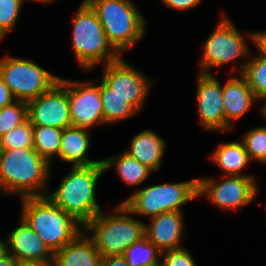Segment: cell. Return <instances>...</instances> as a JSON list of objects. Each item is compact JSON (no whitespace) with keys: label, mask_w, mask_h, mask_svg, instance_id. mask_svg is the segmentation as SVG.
<instances>
[{"label":"cell","mask_w":266,"mask_h":266,"mask_svg":"<svg viewBox=\"0 0 266 266\" xmlns=\"http://www.w3.org/2000/svg\"><path fill=\"white\" fill-rule=\"evenodd\" d=\"M1 153H2V146H1V143H0V157H1Z\"/></svg>","instance_id":"cell-41"},{"label":"cell","mask_w":266,"mask_h":266,"mask_svg":"<svg viewBox=\"0 0 266 266\" xmlns=\"http://www.w3.org/2000/svg\"><path fill=\"white\" fill-rule=\"evenodd\" d=\"M209 159L225 176H253L242 173L251 160L241 140L220 143Z\"/></svg>","instance_id":"cell-21"},{"label":"cell","mask_w":266,"mask_h":266,"mask_svg":"<svg viewBox=\"0 0 266 266\" xmlns=\"http://www.w3.org/2000/svg\"><path fill=\"white\" fill-rule=\"evenodd\" d=\"M257 101L251 87L240 74L229 77L223 84L225 121L230 127L233 120L243 117Z\"/></svg>","instance_id":"cell-17"},{"label":"cell","mask_w":266,"mask_h":266,"mask_svg":"<svg viewBox=\"0 0 266 266\" xmlns=\"http://www.w3.org/2000/svg\"><path fill=\"white\" fill-rule=\"evenodd\" d=\"M21 218L54 255L71 242L83 226L47 196L23 197Z\"/></svg>","instance_id":"cell-3"},{"label":"cell","mask_w":266,"mask_h":266,"mask_svg":"<svg viewBox=\"0 0 266 266\" xmlns=\"http://www.w3.org/2000/svg\"><path fill=\"white\" fill-rule=\"evenodd\" d=\"M8 255L7 241H2L0 238V260Z\"/></svg>","instance_id":"cell-38"},{"label":"cell","mask_w":266,"mask_h":266,"mask_svg":"<svg viewBox=\"0 0 266 266\" xmlns=\"http://www.w3.org/2000/svg\"><path fill=\"white\" fill-rule=\"evenodd\" d=\"M85 1L96 13L108 43L119 55L144 37L145 19L132 0Z\"/></svg>","instance_id":"cell-4"},{"label":"cell","mask_w":266,"mask_h":266,"mask_svg":"<svg viewBox=\"0 0 266 266\" xmlns=\"http://www.w3.org/2000/svg\"><path fill=\"white\" fill-rule=\"evenodd\" d=\"M196 98L201 126L208 131H230L225 121L223 85L211 74L198 73Z\"/></svg>","instance_id":"cell-14"},{"label":"cell","mask_w":266,"mask_h":266,"mask_svg":"<svg viewBox=\"0 0 266 266\" xmlns=\"http://www.w3.org/2000/svg\"><path fill=\"white\" fill-rule=\"evenodd\" d=\"M27 119V102L15 100L4 106L0 109V136Z\"/></svg>","instance_id":"cell-29"},{"label":"cell","mask_w":266,"mask_h":266,"mask_svg":"<svg viewBox=\"0 0 266 266\" xmlns=\"http://www.w3.org/2000/svg\"><path fill=\"white\" fill-rule=\"evenodd\" d=\"M246 37L225 13L220 17L214 31L208 36L203 47L198 73L211 74L210 69L219 68L238 59L251 56Z\"/></svg>","instance_id":"cell-9"},{"label":"cell","mask_w":266,"mask_h":266,"mask_svg":"<svg viewBox=\"0 0 266 266\" xmlns=\"http://www.w3.org/2000/svg\"><path fill=\"white\" fill-rule=\"evenodd\" d=\"M222 180L198 178V196L204 195L221 210L237 211L253 202L259 193L254 176H226Z\"/></svg>","instance_id":"cell-10"},{"label":"cell","mask_w":266,"mask_h":266,"mask_svg":"<svg viewBox=\"0 0 266 266\" xmlns=\"http://www.w3.org/2000/svg\"><path fill=\"white\" fill-rule=\"evenodd\" d=\"M123 256L129 266L161 265V252L146 237L131 245Z\"/></svg>","instance_id":"cell-26"},{"label":"cell","mask_w":266,"mask_h":266,"mask_svg":"<svg viewBox=\"0 0 266 266\" xmlns=\"http://www.w3.org/2000/svg\"><path fill=\"white\" fill-rule=\"evenodd\" d=\"M104 172L103 162L72 166L57 189L46 196L84 227L102 211L95 190Z\"/></svg>","instance_id":"cell-2"},{"label":"cell","mask_w":266,"mask_h":266,"mask_svg":"<svg viewBox=\"0 0 266 266\" xmlns=\"http://www.w3.org/2000/svg\"><path fill=\"white\" fill-rule=\"evenodd\" d=\"M101 79L120 97L129 102L138 112L143 109L151 86L148 76L120 56L116 61L103 65Z\"/></svg>","instance_id":"cell-11"},{"label":"cell","mask_w":266,"mask_h":266,"mask_svg":"<svg viewBox=\"0 0 266 266\" xmlns=\"http://www.w3.org/2000/svg\"><path fill=\"white\" fill-rule=\"evenodd\" d=\"M260 111H261L263 117H264L265 120H266V101H265V103H263V105L261 106Z\"/></svg>","instance_id":"cell-39"},{"label":"cell","mask_w":266,"mask_h":266,"mask_svg":"<svg viewBox=\"0 0 266 266\" xmlns=\"http://www.w3.org/2000/svg\"><path fill=\"white\" fill-rule=\"evenodd\" d=\"M99 81L103 118L106 125L116 124L139 114L129 102L114 93L101 78Z\"/></svg>","instance_id":"cell-23"},{"label":"cell","mask_w":266,"mask_h":266,"mask_svg":"<svg viewBox=\"0 0 266 266\" xmlns=\"http://www.w3.org/2000/svg\"><path fill=\"white\" fill-rule=\"evenodd\" d=\"M258 54L254 58L240 63L239 67L234 66L232 71L239 72L251 87L258 101H266V58L259 52Z\"/></svg>","instance_id":"cell-24"},{"label":"cell","mask_w":266,"mask_h":266,"mask_svg":"<svg viewBox=\"0 0 266 266\" xmlns=\"http://www.w3.org/2000/svg\"><path fill=\"white\" fill-rule=\"evenodd\" d=\"M26 1V0H25ZM29 1V0H28ZM33 2H42V3H52L54 2L55 0H31ZM57 1V0H56Z\"/></svg>","instance_id":"cell-40"},{"label":"cell","mask_w":266,"mask_h":266,"mask_svg":"<svg viewBox=\"0 0 266 266\" xmlns=\"http://www.w3.org/2000/svg\"><path fill=\"white\" fill-rule=\"evenodd\" d=\"M169 9L189 11L198 6L202 0H160Z\"/></svg>","instance_id":"cell-32"},{"label":"cell","mask_w":266,"mask_h":266,"mask_svg":"<svg viewBox=\"0 0 266 266\" xmlns=\"http://www.w3.org/2000/svg\"><path fill=\"white\" fill-rule=\"evenodd\" d=\"M88 129L70 126L63 129L61 137V148L59 156L66 163L72 166H88L101 163V160H91L88 157V150L91 147V139Z\"/></svg>","instance_id":"cell-19"},{"label":"cell","mask_w":266,"mask_h":266,"mask_svg":"<svg viewBox=\"0 0 266 266\" xmlns=\"http://www.w3.org/2000/svg\"><path fill=\"white\" fill-rule=\"evenodd\" d=\"M161 256V266H197L191 252L185 247L163 251Z\"/></svg>","instance_id":"cell-31"},{"label":"cell","mask_w":266,"mask_h":266,"mask_svg":"<svg viewBox=\"0 0 266 266\" xmlns=\"http://www.w3.org/2000/svg\"><path fill=\"white\" fill-rule=\"evenodd\" d=\"M165 148L163 138L152 129H147L134 135L129 149L124 152L155 172L161 168Z\"/></svg>","instance_id":"cell-20"},{"label":"cell","mask_w":266,"mask_h":266,"mask_svg":"<svg viewBox=\"0 0 266 266\" xmlns=\"http://www.w3.org/2000/svg\"><path fill=\"white\" fill-rule=\"evenodd\" d=\"M0 77L14 99L24 102L44 94L60 78L29 59L7 55L0 60Z\"/></svg>","instance_id":"cell-8"},{"label":"cell","mask_w":266,"mask_h":266,"mask_svg":"<svg viewBox=\"0 0 266 266\" xmlns=\"http://www.w3.org/2000/svg\"><path fill=\"white\" fill-rule=\"evenodd\" d=\"M248 41H252L255 48L266 58V32H246Z\"/></svg>","instance_id":"cell-33"},{"label":"cell","mask_w":266,"mask_h":266,"mask_svg":"<svg viewBox=\"0 0 266 266\" xmlns=\"http://www.w3.org/2000/svg\"><path fill=\"white\" fill-rule=\"evenodd\" d=\"M27 118L33 126L65 129L72 126L67 79L62 77L48 91L27 102Z\"/></svg>","instance_id":"cell-12"},{"label":"cell","mask_w":266,"mask_h":266,"mask_svg":"<svg viewBox=\"0 0 266 266\" xmlns=\"http://www.w3.org/2000/svg\"><path fill=\"white\" fill-rule=\"evenodd\" d=\"M198 197V178H195L138 189L121 203L131 215L152 218L163 212L183 211L182 205Z\"/></svg>","instance_id":"cell-7"},{"label":"cell","mask_w":266,"mask_h":266,"mask_svg":"<svg viewBox=\"0 0 266 266\" xmlns=\"http://www.w3.org/2000/svg\"><path fill=\"white\" fill-rule=\"evenodd\" d=\"M145 223V237L160 252L183 247L184 217L182 211L163 212Z\"/></svg>","instance_id":"cell-15"},{"label":"cell","mask_w":266,"mask_h":266,"mask_svg":"<svg viewBox=\"0 0 266 266\" xmlns=\"http://www.w3.org/2000/svg\"><path fill=\"white\" fill-rule=\"evenodd\" d=\"M104 170L116 167L120 179L125 184L136 186L143 183L153 171L142 165L137 159L129 156L126 152L119 153L117 156H110L102 160Z\"/></svg>","instance_id":"cell-22"},{"label":"cell","mask_w":266,"mask_h":266,"mask_svg":"<svg viewBox=\"0 0 266 266\" xmlns=\"http://www.w3.org/2000/svg\"><path fill=\"white\" fill-rule=\"evenodd\" d=\"M104 212L102 210L83 227L101 257L123 255L131 245L145 237V223L133 218L122 203L114 208L113 213Z\"/></svg>","instance_id":"cell-5"},{"label":"cell","mask_w":266,"mask_h":266,"mask_svg":"<svg viewBox=\"0 0 266 266\" xmlns=\"http://www.w3.org/2000/svg\"><path fill=\"white\" fill-rule=\"evenodd\" d=\"M14 101L15 99L11 94L10 89L5 84L4 80L0 77V109L6 105L11 104Z\"/></svg>","instance_id":"cell-35"},{"label":"cell","mask_w":266,"mask_h":266,"mask_svg":"<svg viewBox=\"0 0 266 266\" xmlns=\"http://www.w3.org/2000/svg\"><path fill=\"white\" fill-rule=\"evenodd\" d=\"M50 166L34 148L2 150L0 193L16 194L20 198L46 196Z\"/></svg>","instance_id":"cell-1"},{"label":"cell","mask_w":266,"mask_h":266,"mask_svg":"<svg viewBox=\"0 0 266 266\" xmlns=\"http://www.w3.org/2000/svg\"><path fill=\"white\" fill-rule=\"evenodd\" d=\"M72 21V48L80 68L88 71L120 57L108 43L96 13L85 0L81 1Z\"/></svg>","instance_id":"cell-6"},{"label":"cell","mask_w":266,"mask_h":266,"mask_svg":"<svg viewBox=\"0 0 266 266\" xmlns=\"http://www.w3.org/2000/svg\"><path fill=\"white\" fill-rule=\"evenodd\" d=\"M18 266H55L54 260L22 261Z\"/></svg>","instance_id":"cell-36"},{"label":"cell","mask_w":266,"mask_h":266,"mask_svg":"<svg viewBox=\"0 0 266 266\" xmlns=\"http://www.w3.org/2000/svg\"><path fill=\"white\" fill-rule=\"evenodd\" d=\"M63 129L33 126V148L50 164L54 156H59Z\"/></svg>","instance_id":"cell-25"},{"label":"cell","mask_w":266,"mask_h":266,"mask_svg":"<svg viewBox=\"0 0 266 266\" xmlns=\"http://www.w3.org/2000/svg\"><path fill=\"white\" fill-rule=\"evenodd\" d=\"M99 266H129L123 255H108L101 257Z\"/></svg>","instance_id":"cell-34"},{"label":"cell","mask_w":266,"mask_h":266,"mask_svg":"<svg viewBox=\"0 0 266 266\" xmlns=\"http://www.w3.org/2000/svg\"><path fill=\"white\" fill-rule=\"evenodd\" d=\"M250 160L266 163V126L254 127L241 138Z\"/></svg>","instance_id":"cell-28"},{"label":"cell","mask_w":266,"mask_h":266,"mask_svg":"<svg viewBox=\"0 0 266 266\" xmlns=\"http://www.w3.org/2000/svg\"><path fill=\"white\" fill-rule=\"evenodd\" d=\"M2 150L33 148V125L27 119L0 136Z\"/></svg>","instance_id":"cell-27"},{"label":"cell","mask_w":266,"mask_h":266,"mask_svg":"<svg viewBox=\"0 0 266 266\" xmlns=\"http://www.w3.org/2000/svg\"><path fill=\"white\" fill-rule=\"evenodd\" d=\"M99 84H96V83ZM67 79L69 113L72 126L91 129L106 125L103 118L100 82Z\"/></svg>","instance_id":"cell-13"},{"label":"cell","mask_w":266,"mask_h":266,"mask_svg":"<svg viewBox=\"0 0 266 266\" xmlns=\"http://www.w3.org/2000/svg\"><path fill=\"white\" fill-rule=\"evenodd\" d=\"M25 0H0V40L14 29L19 21Z\"/></svg>","instance_id":"cell-30"},{"label":"cell","mask_w":266,"mask_h":266,"mask_svg":"<svg viewBox=\"0 0 266 266\" xmlns=\"http://www.w3.org/2000/svg\"><path fill=\"white\" fill-rule=\"evenodd\" d=\"M19 262L10 254L0 260V266H18Z\"/></svg>","instance_id":"cell-37"},{"label":"cell","mask_w":266,"mask_h":266,"mask_svg":"<svg viewBox=\"0 0 266 266\" xmlns=\"http://www.w3.org/2000/svg\"><path fill=\"white\" fill-rule=\"evenodd\" d=\"M55 266H99L101 254L83 229L53 256Z\"/></svg>","instance_id":"cell-18"},{"label":"cell","mask_w":266,"mask_h":266,"mask_svg":"<svg viewBox=\"0 0 266 266\" xmlns=\"http://www.w3.org/2000/svg\"><path fill=\"white\" fill-rule=\"evenodd\" d=\"M6 241L8 254L18 262L54 260V255L22 218L19 226L8 234Z\"/></svg>","instance_id":"cell-16"}]
</instances>
